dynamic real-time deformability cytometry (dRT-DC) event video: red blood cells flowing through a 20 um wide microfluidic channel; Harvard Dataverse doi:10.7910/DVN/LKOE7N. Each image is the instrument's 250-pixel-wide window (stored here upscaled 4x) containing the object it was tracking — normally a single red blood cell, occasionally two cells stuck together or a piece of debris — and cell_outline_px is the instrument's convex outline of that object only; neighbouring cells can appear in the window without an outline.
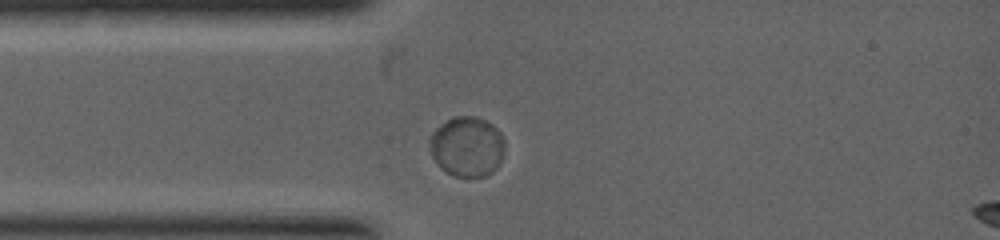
{"species": "common noctule bat (a hibernating species)", "species_latin": "Nyctalus noctula", "temperature_condition": "warm", "stored_images_in_passage": 3, "camera_frame_rate_fps": 5000, "um_per_image_px": 0.085, "animal": {"sex": "female", "body_mass_g": 19.0, "forearm_length_mm": 53.3}, "frame": {"image": 1, "passage_image": 1, "time_ms": 0.0, "image_size_px": [1000, 240], "cell_outline_px": [[504, 148], [500, 160], [496, 168], [492, 172], [484, 176], [452, 176], [440, 168], [432, 156], [428, 140], [432, 132], [440, 124], [452, 116], [476, 116], [492, 124], [504, 136]], "centroid_in_image_um": [39.67, 12.44], "position_along_channel_um": 45.3, "area_um2": 26.41}}
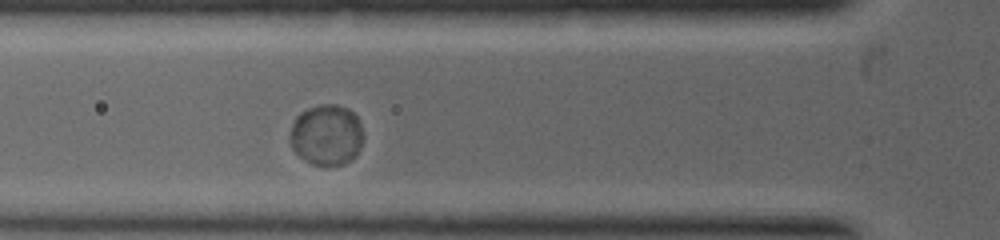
{"frame": {"image": 2, "passage_image": 3, "time_ms": 0.8, "image_size_px": [1000, 240], "cell_outline_px": [[364, 136], [360, 148], [356, 156], [344, 164], [312, 164], [304, 160], [292, 148], [288, 140], [292, 124], [296, 116], [300, 112], [308, 108], [320, 104], [336, 104], [348, 108], [356, 116], [360, 124]], "centroid_in_image_um": [27.74, 11.45], "position_along_channel_um": 98.1, "area_um2": 26.13}}